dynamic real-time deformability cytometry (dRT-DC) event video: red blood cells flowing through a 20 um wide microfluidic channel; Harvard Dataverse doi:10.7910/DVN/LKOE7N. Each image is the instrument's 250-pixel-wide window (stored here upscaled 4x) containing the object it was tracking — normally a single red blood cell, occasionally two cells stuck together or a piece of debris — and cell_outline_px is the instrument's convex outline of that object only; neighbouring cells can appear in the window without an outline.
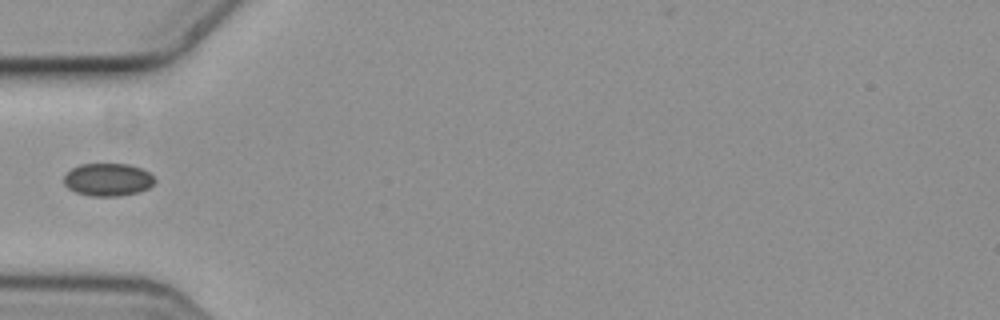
{"species": "common noctule bat (a hibernating species)", "species_latin": "Nyctalus noctula", "temperature_condition": "cold", "stored_images_in_passage": 7, "camera_frame_rate_fps": 3000, "um_per_image_px": 0.085, "animal": {"sex": "female", "body_mass_g": 19.3, "forearm_length_mm": 54.1}, "frame": {"image": 1, "passage_image": 5, "time_ms": 1.333, "image_size_px": [1000, 320], "cell_outline_px": [[156, 180], [148, 188], [140, 192], [120, 196], [92, 196], [76, 192], [68, 188], [64, 184], [64, 176], [72, 168], [80, 164], [128, 164], [140, 168], [148, 172]], "centroid_in_image_um": [9.17, 15.27], "position_along_channel_um": 75.8, "area_um2": 17.28}}
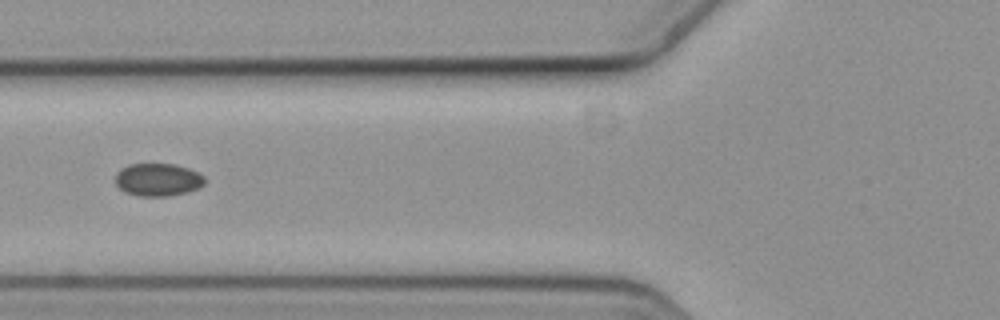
{"frame": {"image": 2, "passage_image": 6, "time_ms": 1.667, "image_size_px": [1000, 320], "cell_outline_px": [[204, 184], [200, 188], [188, 192], [168, 196], [136, 196], [124, 192], [116, 184], [116, 172], [128, 164], [176, 164], [188, 168], [204, 176]], "centroid_in_image_um": [13.42, 15.28], "position_along_channel_um": 112.4, "area_um2": 17.17}}
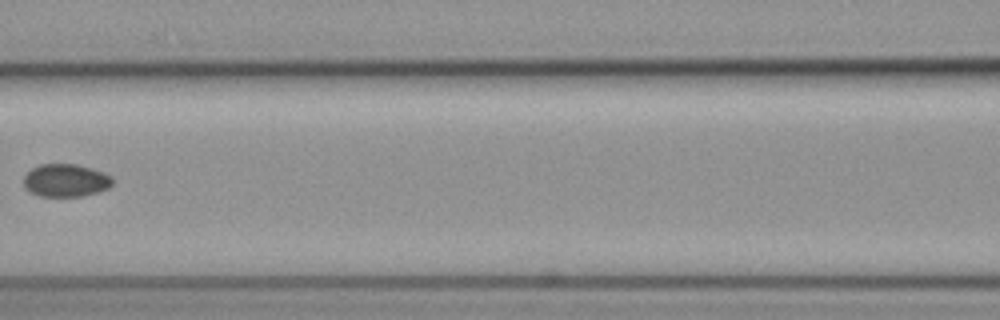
{"frame": {"image": 3, "passage_image": 7, "time_ms": 2.0, "image_size_px": [1000, 320], "cell_outline_px": [[112, 184], [108, 188], [84, 196], [40, 196], [24, 188], [24, 176], [32, 168], [40, 164], [76, 164], [92, 168], [104, 172], [112, 176]], "centroid_in_image_um": [5.59, 15.32], "position_along_channel_um": 161.0, "area_um2": 16.99}}